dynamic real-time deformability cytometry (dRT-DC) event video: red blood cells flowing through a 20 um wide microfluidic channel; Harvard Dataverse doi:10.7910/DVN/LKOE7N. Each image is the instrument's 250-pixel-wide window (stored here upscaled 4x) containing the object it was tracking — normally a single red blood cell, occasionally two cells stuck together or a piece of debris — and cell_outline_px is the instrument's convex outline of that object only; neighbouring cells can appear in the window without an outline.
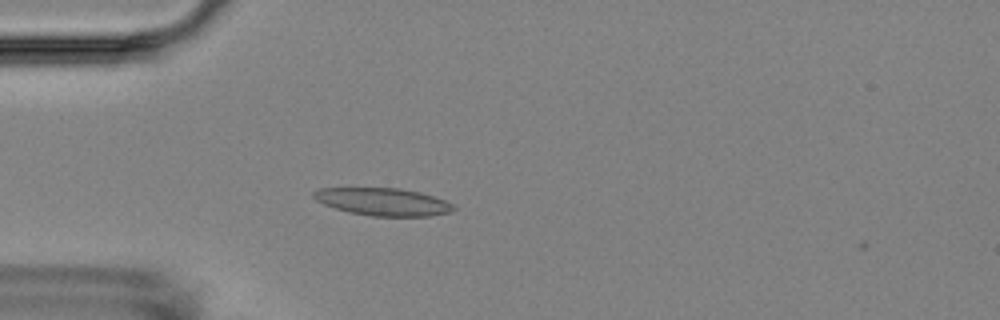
{"species": "Egyptian fruit bat (a non-hibernating species)", "species_latin": "Rousettus aegyptiacus", "temperature_condition": "room temperature", "stored_images_in_passage": 3, "camera_frame_rate_fps": 3000, "um_per_image_px": 0.085, "animal": {"sex": "female"}, "frame": {"image": 1, "passage_image": 3, "time_ms": 2.333, "image_size_px": [1000, 320], "cell_outline_px": [[456, 208], [448, 212], [432, 216], [372, 216], [348, 212], [324, 204], [316, 200], [312, 196], [312, 192], [316, 188], [400, 188], [420, 192], [444, 200], [452, 204]], "centroid_in_image_um": [32.52, 17.14], "position_along_channel_um": 52.5, "area_um2": 22.43}}